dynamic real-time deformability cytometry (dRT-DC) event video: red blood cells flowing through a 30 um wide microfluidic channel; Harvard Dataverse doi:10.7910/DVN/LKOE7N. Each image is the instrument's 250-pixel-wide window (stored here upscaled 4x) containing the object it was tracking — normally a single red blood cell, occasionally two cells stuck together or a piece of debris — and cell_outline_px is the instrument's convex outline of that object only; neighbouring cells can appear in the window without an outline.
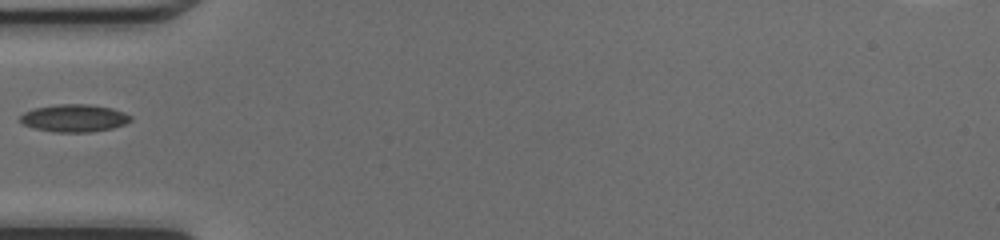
{"species": "common noctule bat (a hibernating species)", "species_latin": "Nyctalus noctula", "temperature_condition": "cold", "stored_images_in_passage": 20, "camera_frame_rate_fps": 3000, "um_per_image_px": 0.085, "animal": {"sex": "female", "body_mass_g": 17.0, "forearm_length_mm": 48.0}, "frame": {"image": 1, "passage_image": 1, "time_ms": 0.0, "image_size_px": [1000, 240], "cell_outline_px": [[132, 120], [124, 124], [112, 128], [92, 132], [56, 132], [36, 128], [24, 124], [20, 120], [20, 116], [24, 112], [32, 108], [56, 104], [88, 104], [112, 108], [124, 112], [132, 116]], "centroid_in_image_um": [6.32, 10.03], "position_along_channel_um": 78.7, "area_um2": 17.74}}
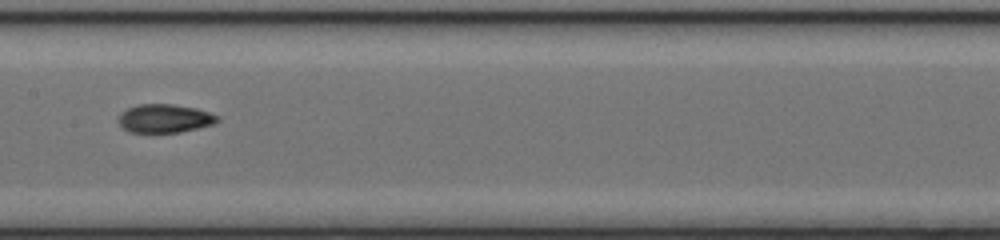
{"frame": {"image": 2, "passage_image": 9, "time_ms": 2.667, "image_size_px": [1000, 240], "cell_outline_px": [[220, 120], [216, 124], [180, 132], [132, 132], [124, 128], [120, 124], [120, 112], [136, 104], [172, 104], [196, 108], [220, 116]], "centroid_in_image_um": [14.05, 10.06], "position_along_channel_um": 193.3, "area_um2": 16.42}}
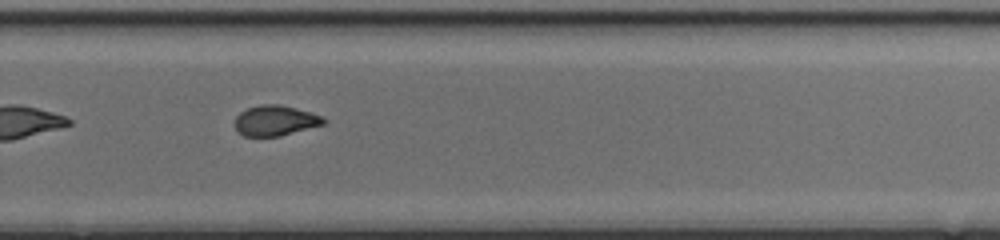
{"frame": {"image": 3, "passage_image": 17, "time_ms": 5.333, "image_size_px": [1000, 240], "cell_outline_px": [[328, 120], [324, 124], [280, 136], [244, 136], [236, 128], [236, 116], [240, 112], [248, 108], [260, 104], [280, 104], [296, 108], [324, 116]], "centroid_in_image_um": [23.44, 10.24], "position_along_channel_um": 306.4, "area_um2": 15.66}}